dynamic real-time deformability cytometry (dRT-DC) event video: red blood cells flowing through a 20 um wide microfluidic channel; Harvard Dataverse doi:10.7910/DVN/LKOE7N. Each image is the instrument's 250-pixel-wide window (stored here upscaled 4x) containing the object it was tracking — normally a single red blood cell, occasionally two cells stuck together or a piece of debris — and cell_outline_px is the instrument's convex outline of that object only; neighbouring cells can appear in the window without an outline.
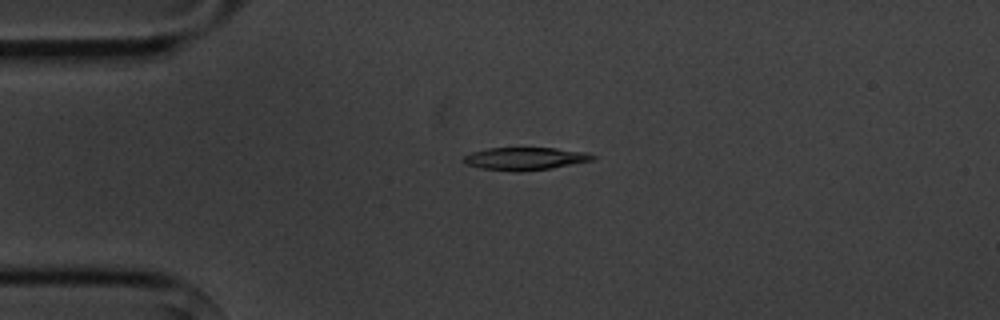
{"species": "common noctule bat (a hibernating species)", "species_latin": "Nyctalus noctula", "temperature_condition": "cold", "stored_images_in_passage": 3, "camera_frame_rate_fps": 3000, "um_per_image_px": 0.085, "animal": {"sex": "male", "body_mass_g": 20.1, "forearm_length_mm": 53.5}, "frame": {"image": 1, "passage_image": 2, "time_ms": 1.333, "image_size_px": [1000, 320], "cell_outline_px": [[596, 160], [552, 168], [520, 172], [516, 172], [480, 168], [464, 164], [460, 160], [464, 156], [472, 152], [488, 148], [556, 148], [588, 152], [596, 156]], "centroid_in_image_um": [44.64, 13.49], "position_along_channel_um": 40.4, "area_um2": 17.4}}